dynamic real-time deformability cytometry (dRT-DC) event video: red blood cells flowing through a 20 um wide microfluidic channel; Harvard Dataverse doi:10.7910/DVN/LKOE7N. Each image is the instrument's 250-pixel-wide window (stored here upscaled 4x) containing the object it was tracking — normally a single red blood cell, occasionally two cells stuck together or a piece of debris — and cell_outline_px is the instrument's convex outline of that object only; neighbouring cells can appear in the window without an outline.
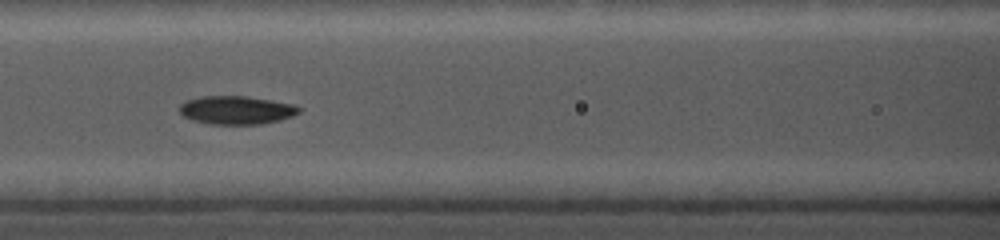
{"species": "common noctule bat (a hibernating species)", "species_latin": "Nyctalus noctula", "temperature_condition": "cold", "stored_images_in_passage": 35, "camera_frame_rate_fps": 5000, "um_per_image_px": 0.085, "animal": {"sex": "female", "body_mass_g": 19.0, "forearm_length_mm": 56.7}, "frame": {"image": 1, "passage_image": 9, "time_ms": 3.6, "image_size_px": [1000, 240], "cell_outline_px": [[300, 112], [292, 116], [280, 120], [260, 124], [208, 124], [192, 120], [184, 116], [180, 112], [180, 104], [188, 100], [200, 96], [248, 96], [296, 104], [300, 108]], "centroid_in_image_um": [20.12, 9.35], "position_along_channel_um": 146.5, "area_um2": 19.83}}
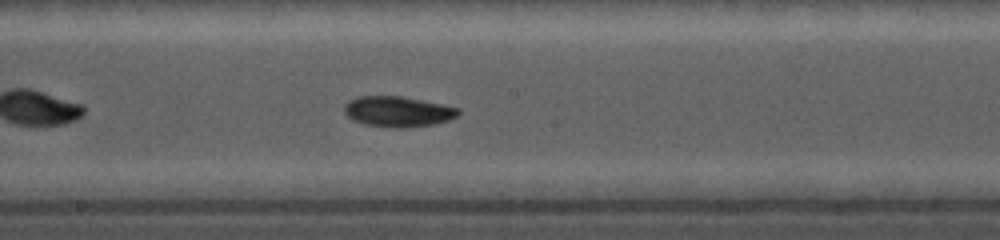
{"frame": {"image": 2, "passage_image": 13, "time_ms": 5.4, "image_size_px": [1000, 240], "cell_outline_px": [[460, 112], [456, 116], [448, 120], [436, 124], [404, 128], [396, 128], [364, 124], [352, 120], [344, 112], [344, 104], [348, 100], [360, 96], [400, 96], [460, 108]], "centroid_in_image_um": [33.79, 9.49], "position_along_channel_um": 214.4, "area_um2": 20.23}}
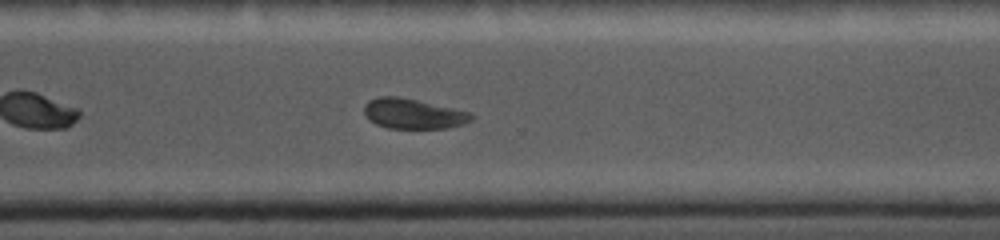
{"frame": {"image": 3, "passage_image": 21, "time_ms": 8.6, "image_size_px": [1000, 240], "cell_outline_px": [[476, 116], [472, 120], [464, 124], [448, 128], [388, 128], [376, 124], [368, 120], [364, 112], [364, 104], [368, 100], [380, 96], [396, 96], [416, 100], [472, 112]], "centroid_in_image_um": [35.14, 9.67], "position_along_channel_um": 335.5, "area_um2": 18.96}}